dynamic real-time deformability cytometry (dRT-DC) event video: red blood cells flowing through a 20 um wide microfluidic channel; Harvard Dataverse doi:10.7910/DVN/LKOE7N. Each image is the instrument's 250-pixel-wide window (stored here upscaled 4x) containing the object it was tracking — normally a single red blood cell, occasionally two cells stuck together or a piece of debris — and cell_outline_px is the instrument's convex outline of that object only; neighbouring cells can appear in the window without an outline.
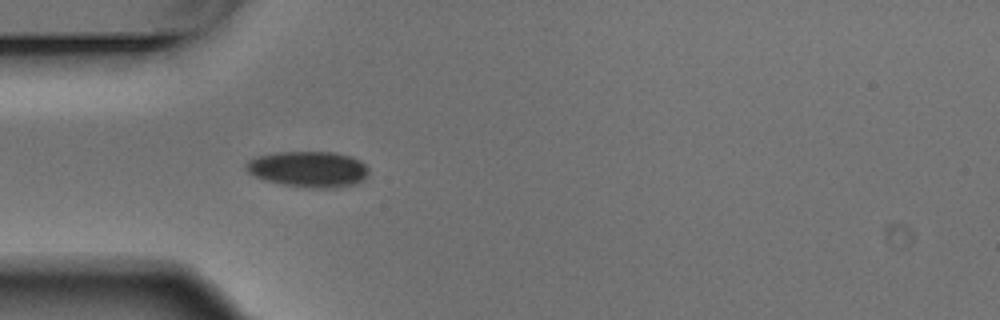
{"species": "Egyptian fruit bat (a non-hibernating species)", "species_latin": "Rousettus aegyptiacus", "temperature_condition": "warm", "stored_images_in_passage": 4, "camera_frame_rate_fps": 3000, "um_per_image_px": 0.085, "animal": {"sex": "male"}, "frame": {"image": 1, "passage_image": 4, "time_ms": 1.0, "image_size_px": [1000, 320], "cell_outline_px": [[368, 176], [364, 180], [352, 184], [336, 188], [308, 188], [284, 184], [264, 180], [248, 172], [244, 168], [244, 164], [248, 160], [256, 156], [276, 152], [332, 152], [352, 156], [360, 160], [368, 168]], "centroid_in_image_um": [26.21, 14.37], "position_along_channel_um": 58.8, "area_um2": 25.84}}